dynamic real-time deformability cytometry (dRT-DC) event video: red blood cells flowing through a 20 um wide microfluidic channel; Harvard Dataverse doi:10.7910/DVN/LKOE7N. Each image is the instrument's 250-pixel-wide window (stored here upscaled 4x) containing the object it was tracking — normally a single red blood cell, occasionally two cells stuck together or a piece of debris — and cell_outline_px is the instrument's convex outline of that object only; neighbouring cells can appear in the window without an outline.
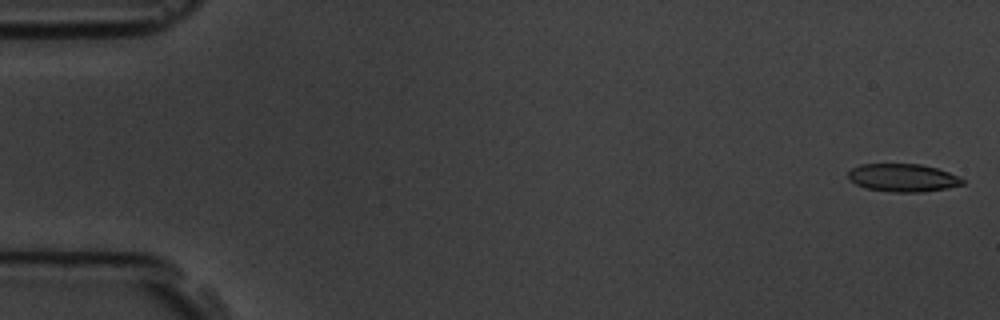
{"species": "common noctule bat (a hibernating species)", "species_latin": "Nyctalus noctula", "temperature_condition": "room temperature", "stored_images_in_passage": 7, "camera_frame_rate_fps": 3000, "um_per_image_px": 0.085, "animal": {"sex": "male", "body_mass_g": 19.5, "forearm_length_mm": 54.6}, "frame": {"image": 1, "passage_image": 1, "time_ms": 0.0, "image_size_px": [1000, 320], "cell_outline_px": [[964, 184], [948, 188], [920, 192], [892, 192], [868, 188], [856, 184], [848, 180], [848, 172], [852, 168], [860, 164], [920, 164], [936, 168], [960, 176], [964, 180]], "centroid_in_image_um": [76.75, 15.11], "position_along_channel_um": 8.3, "area_um2": 18.61}}
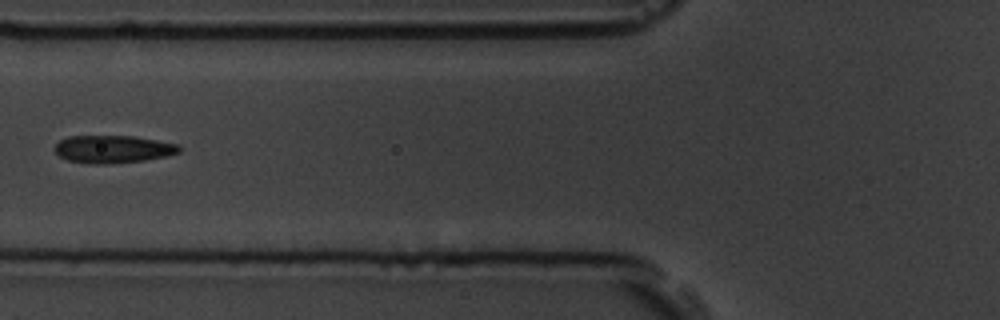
{"frame": {"image": 2, "passage_image": 6, "time_ms": 6.667, "image_size_px": [1000, 320], "cell_outline_px": [[180, 152], [168, 156], [144, 160], [112, 164], [88, 164], [68, 160], [60, 156], [52, 148], [60, 140], [68, 136], [132, 136], [180, 144]], "centroid_in_image_um": [9.6, 12.68], "position_along_channel_um": 116.2, "area_um2": 20.23}}
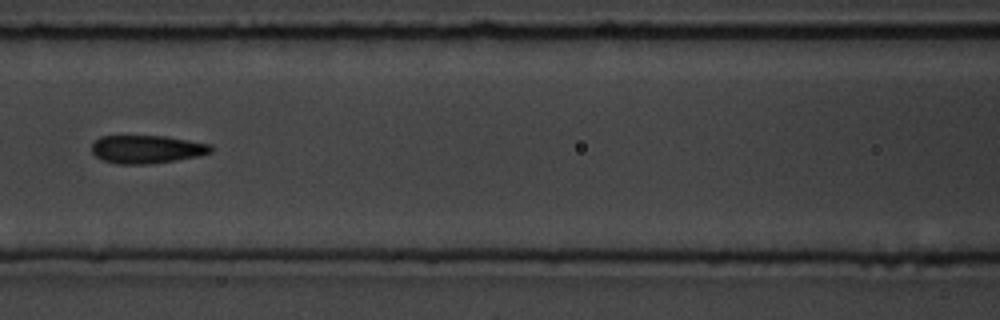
{"frame": {"image": 3, "passage_image": 7, "time_ms": 7.667, "image_size_px": [1000, 320], "cell_outline_px": [[212, 152], [200, 156], [176, 160], [148, 164], [116, 164], [104, 160], [96, 156], [92, 152], [92, 144], [100, 136], [164, 136], [212, 144]], "centroid_in_image_um": [12.5, 12.69], "position_along_channel_um": 154.1, "area_um2": 19.54}}